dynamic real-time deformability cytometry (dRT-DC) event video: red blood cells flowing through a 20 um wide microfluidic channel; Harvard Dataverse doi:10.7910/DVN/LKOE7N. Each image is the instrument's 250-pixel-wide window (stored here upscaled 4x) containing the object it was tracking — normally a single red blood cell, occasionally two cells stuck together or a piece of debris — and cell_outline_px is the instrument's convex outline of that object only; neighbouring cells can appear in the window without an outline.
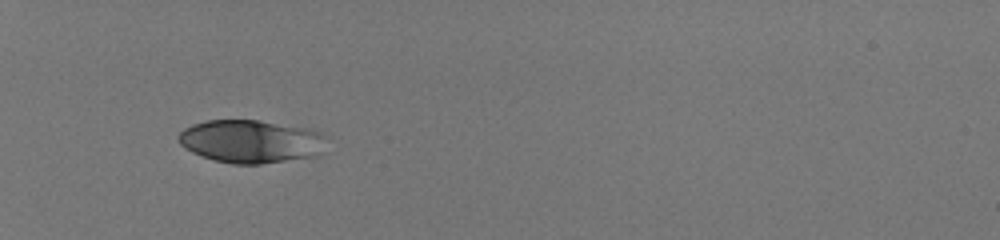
{"species": "human", "species_latin": "Homo sapiens", "temperature_condition": "room temperature", "stored_images_in_passage": 34, "camera_frame_rate_fps": 3000, "um_per_image_px": 0.085, "donor": {"sex": "male"}, "frame": {"image": 1, "passage_image": 1, "time_ms": 0.0, "image_size_px": [1000, 240], "cell_outline_px": [[328, 136], [320, 156], [260, 164], [232, 164], [216, 160], [192, 152], [180, 144], [176, 136], [184, 128], [192, 124], [208, 120], [256, 120], [312, 128], [324, 132]], "centroid_in_image_um": [21.4, 12.01], "position_along_channel_um": 63.6, "area_um2": 37.69}}
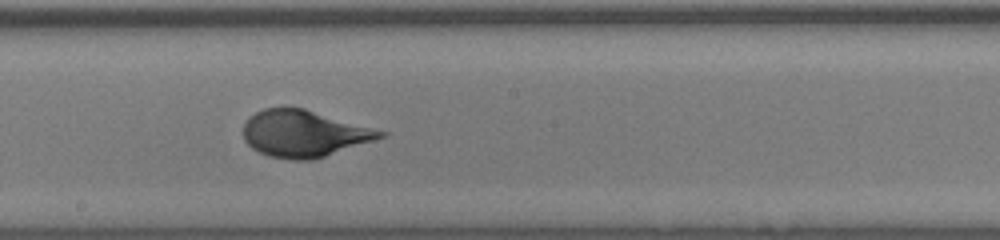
{"frame": {"image": 2, "passage_image": 15, "time_ms": 4.667, "image_size_px": [1000, 240], "cell_outline_px": [[388, 132], [384, 136], [312, 160], [292, 160], [268, 156], [252, 148], [244, 140], [244, 124], [248, 116], [264, 108], [304, 108]], "centroid_in_image_um": [25.79, 11.35], "position_along_channel_um": 222.4, "area_um2": 36.82}}
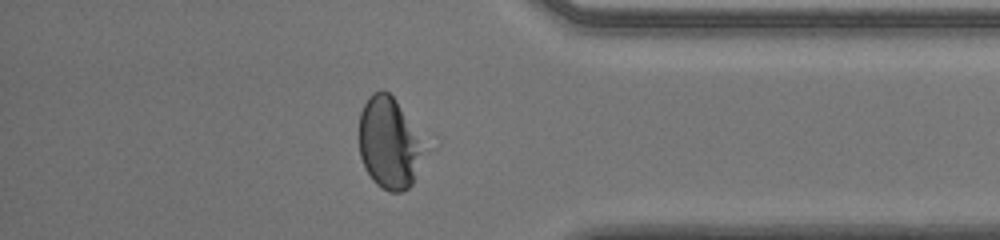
{"frame": {"image": 3, "passage_image": 29, "time_ms": 9.333, "image_size_px": [1000, 240], "cell_outline_px": [[436, 148], [412, 184], [408, 188], [400, 192], [388, 192], [380, 188], [372, 180], [364, 168], [360, 156], [360, 112], [368, 96], [372, 92], [380, 88], [388, 92], [436, 136]], "centroid_in_image_um": [33.39, 12.11], "position_along_channel_um": 401.8, "area_um2": 39.48}, "authors_computed_cell_mechanics": {"area_um2": 36.6163, "velocity_mm_per_s": 3.9817, "shape_relaxation_time_tau1_ms": 3.6065, "shape_relaxation_time_tau2_ms": null, "deformation_change_tau1": 0.1826, "deformation_change_tau2": null}}